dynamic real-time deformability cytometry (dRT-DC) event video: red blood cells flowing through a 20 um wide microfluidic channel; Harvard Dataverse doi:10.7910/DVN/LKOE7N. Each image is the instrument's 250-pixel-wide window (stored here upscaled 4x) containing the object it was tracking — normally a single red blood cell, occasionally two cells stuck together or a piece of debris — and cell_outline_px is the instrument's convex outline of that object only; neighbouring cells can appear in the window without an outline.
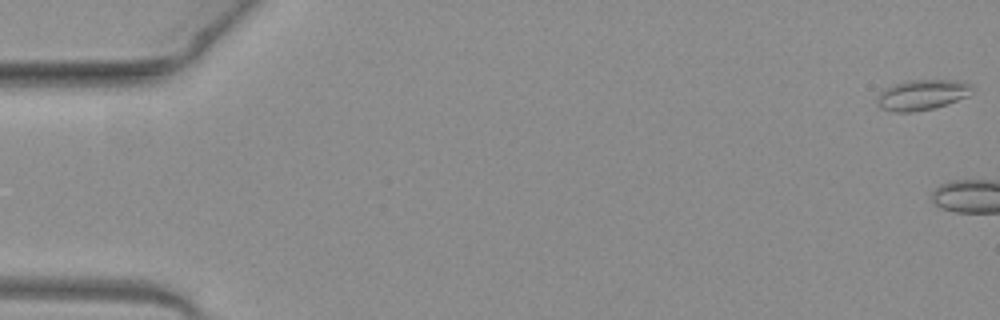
{"species": "common noctule bat (a hibernating species)", "species_latin": "Nyctalus noctula", "temperature_condition": "warm", "stored_images_in_passage": 4, "camera_frame_rate_fps": 3000, "um_per_image_px": 0.085, "animal": {"sex": "female", "body_mass_g": 19.3, "forearm_length_mm": 54.1}, "frame": {"image": 1, "passage_image": 1, "time_ms": 0.0, "image_size_px": [1000, 320], "cell_outline_px": [[972, 92], [968, 96], [932, 108], [912, 112], [896, 112], [880, 108], [876, 104], [876, 96], [884, 88], [908, 80], [960, 80], [972, 84]], "centroid_in_image_um": [78.34, 8.05], "position_along_channel_um": 6.7, "area_um2": 16.82}}